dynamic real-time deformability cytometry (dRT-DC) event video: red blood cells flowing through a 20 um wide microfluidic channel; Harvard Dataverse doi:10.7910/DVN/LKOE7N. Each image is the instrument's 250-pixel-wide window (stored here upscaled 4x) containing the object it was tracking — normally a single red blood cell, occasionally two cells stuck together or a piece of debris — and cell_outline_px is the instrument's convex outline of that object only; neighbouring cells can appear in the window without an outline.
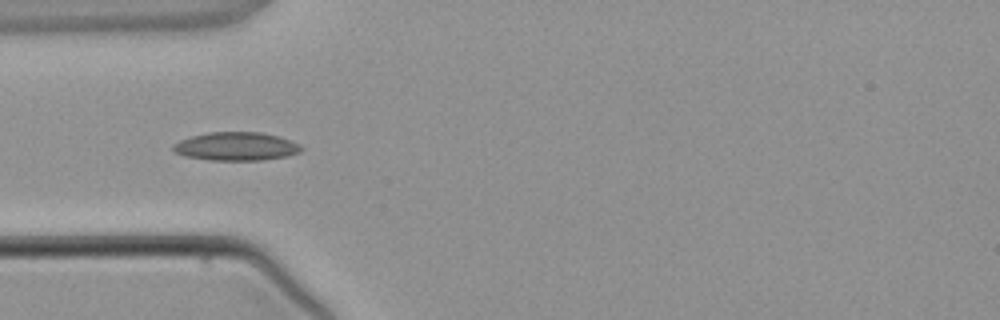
{"species": "common noctule bat (a hibernating species)", "species_latin": "Nyctalus noctula", "temperature_condition": "warm", "stored_images_in_passage": 3, "camera_frame_rate_fps": 3000, "um_per_image_px": 0.085, "animal": {"sex": "male", "body_mass_g": 21.5, "forearm_length_mm": 52.0}, "frame": {"image": 1, "passage_image": 3, "time_ms": 2.333, "image_size_px": [1000, 320], "cell_outline_px": [[304, 148], [300, 152], [288, 156], [260, 160], [208, 160], [184, 156], [172, 152], [172, 144], [180, 140], [192, 136], [208, 132], [260, 132], [276, 136], [300, 144]], "centroid_in_image_um": [20.03, 12.45], "position_along_channel_um": 65.0, "area_um2": 21.27}}